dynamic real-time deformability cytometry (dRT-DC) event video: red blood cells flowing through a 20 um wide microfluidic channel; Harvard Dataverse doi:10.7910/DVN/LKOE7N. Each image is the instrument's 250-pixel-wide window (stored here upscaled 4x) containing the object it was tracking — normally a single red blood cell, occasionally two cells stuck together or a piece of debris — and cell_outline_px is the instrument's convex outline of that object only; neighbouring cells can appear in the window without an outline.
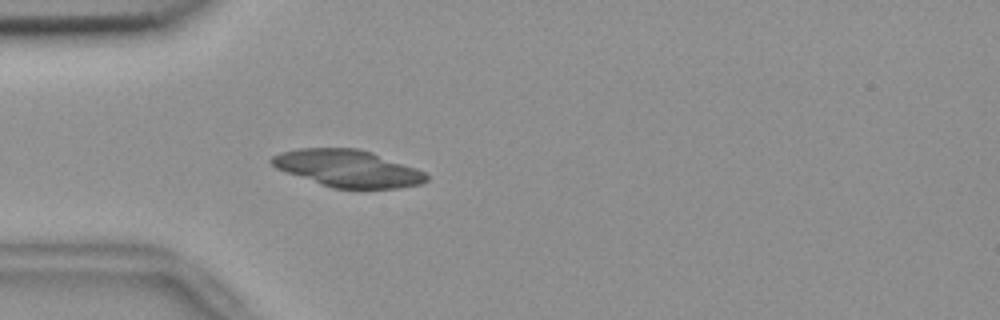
{"species": "common noctule bat (a hibernating species)", "species_latin": "Nyctalus noctula", "temperature_condition": "room temperature", "stored_images_in_passage": 53, "camera_frame_rate_fps": 3000, "um_per_image_px": 0.085, "animal": {"sex": "female", "body_mass_g": 18.4}, "frame": {"image": 1, "passage_image": 14, "time_ms": 4.333, "image_size_px": [1000, 320], "cell_outline_px": [[428, 180], [420, 184], [400, 188], [332, 188], [320, 184], [276, 168], [268, 160], [272, 156], [280, 152], [300, 148], [360, 148], [372, 152], [416, 168], [424, 172], [428, 176]], "centroid_in_image_um": [29.56, 14.31], "position_along_channel_um": 55.4, "area_um2": 33.29}}
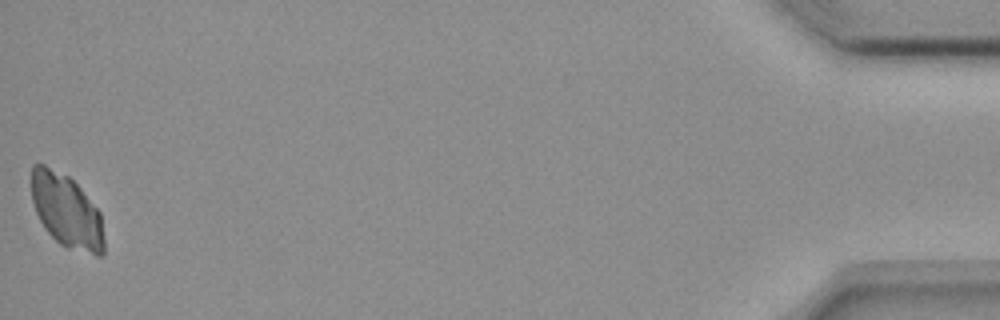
{"frame": {"image": 2, "passage_image": 53, "time_ms": 17.333, "image_size_px": [1000, 320], "cell_outline_px": [[104, 252], [100, 256], [96, 256], [68, 248], [60, 244], [44, 228], [36, 212], [32, 200], [32, 164], [44, 164], [68, 176], [80, 188], [100, 212], [104, 240]], "centroid_in_image_um": [5.66, 17.95], "position_along_channel_um": 429.5, "area_um2": 30.98}}